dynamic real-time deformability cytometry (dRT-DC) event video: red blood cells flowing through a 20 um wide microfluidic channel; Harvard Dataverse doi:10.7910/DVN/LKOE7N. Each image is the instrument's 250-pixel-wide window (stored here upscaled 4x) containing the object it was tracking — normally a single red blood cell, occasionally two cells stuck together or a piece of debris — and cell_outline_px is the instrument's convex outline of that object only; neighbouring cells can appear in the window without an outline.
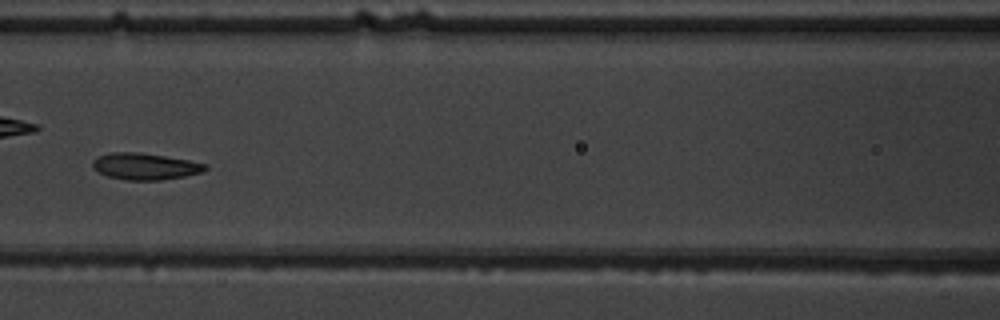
{"species": "common noctule bat (a hibernating species)", "species_latin": "Nyctalus noctula", "temperature_condition": "warm", "stored_images_in_passage": 8, "camera_frame_rate_fps": 3000, "um_per_image_px": 0.085, "animal": {"sex": "male", "body_mass_g": 19.5, "forearm_length_mm": 54.6}, "frame": {"image": 1, "passage_image": 7, "time_ms": 7.667, "image_size_px": [1000, 320], "cell_outline_px": [[208, 168], [204, 172], [184, 176], [160, 180], [124, 180], [108, 176], [92, 168], [92, 160], [96, 156], [108, 152], [140, 152], [188, 160], [208, 164]], "centroid_in_image_um": [12.31, 14.13], "position_along_channel_um": 154.3, "area_um2": 17.63}}
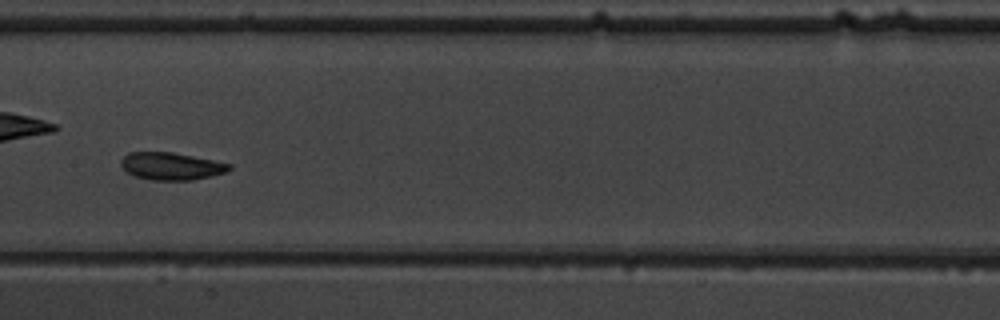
{"frame": {"image": 2, "passage_image": 8, "time_ms": 8.667, "image_size_px": [1000, 320], "cell_outline_px": [[232, 168], [224, 172], [212, 176], [192, 180], [152, 180], [136, 176], [128, 172], [120, 164], [120, 160], [128, 152], [172, 152], [232, 164]], "centroid_in_image_um": [14.55, 14.12], "position_along_channel_um": 192.8, "area_um2": 17.17}}